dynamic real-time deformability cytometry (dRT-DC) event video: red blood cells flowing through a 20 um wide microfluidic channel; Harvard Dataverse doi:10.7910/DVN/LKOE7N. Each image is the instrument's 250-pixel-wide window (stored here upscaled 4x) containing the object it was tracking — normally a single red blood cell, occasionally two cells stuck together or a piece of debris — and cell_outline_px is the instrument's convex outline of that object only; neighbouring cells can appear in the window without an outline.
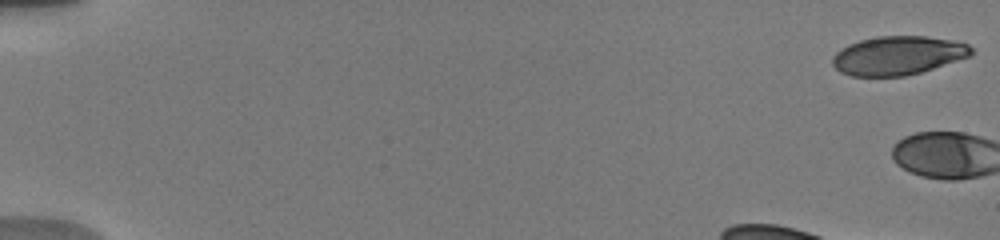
{"species": "human", "species_latin": "Homo sapiens", "temperature_condition": "warm", "stored_images_in_passage": 5, "camera_frame_rate_fps": 3000, "um_per_image_px": 0.085, "donor": {"sex": "male"}, "frame": {"image": 1, "passage_image": 1, "time_ms": 0.0, "image_size_px": [1000, 240], "cell_outline_px": [[972, 56], [920, 72], [904, 76], [852, 76], [840, 72], [832, 64], [832, 56], [840, 48], [848, 44], [860, 40], [876, 36], [924, 36], [952, 40], [968, 44], [972, 48]], "centroid_in_image_um": [76.31, 4.71], "position_along_channel_um": 8.7, "area_um2": 31.44}}